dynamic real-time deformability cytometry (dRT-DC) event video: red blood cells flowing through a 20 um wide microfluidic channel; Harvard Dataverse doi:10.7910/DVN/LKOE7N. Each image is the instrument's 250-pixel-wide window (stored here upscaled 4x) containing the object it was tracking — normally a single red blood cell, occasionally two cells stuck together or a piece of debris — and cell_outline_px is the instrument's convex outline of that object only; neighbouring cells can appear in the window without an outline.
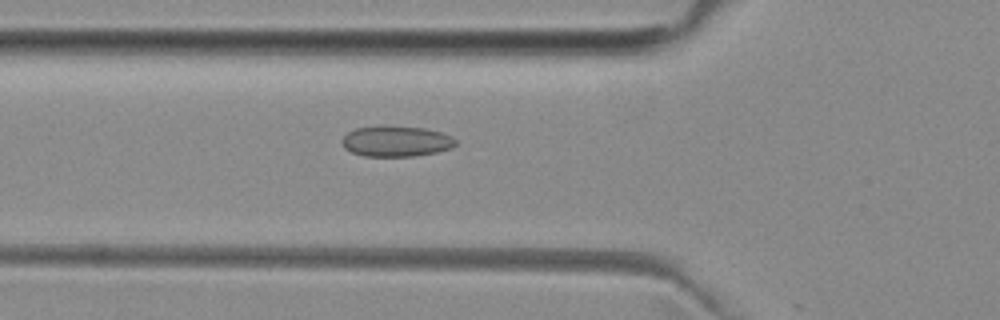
{"species": "common noctule bat (a hibernating species)", "species_latin": "Nyctalus noctula", "temperature_condition": "room temperature", "stored_images_in_passage": 36, "camera_frame_rate_fps": 3000, "um_per_image_px": 0.085, "animal": {"sex": "female", "body_mass_g": 29.2, "forearm_length_mm": 56.3}, "frame": {"image": 1, "passage_image": 3, "time_ms": 0.667, "image_size_px": [1000, 320], "cell_outline_px": [[456, 144], [452, 148], [436, 152], [412, 156], [364, 156], [352, 152], [344, 148], [340, 140], [348, 132], [356, 128], [384, 124], [424, 128], [440, 132], [452, 136], [456, 140]], "centroid_in_image_um": [33.65, 11.98], "position_along_channel_um": 92.2, "area_um2": 20.63}}
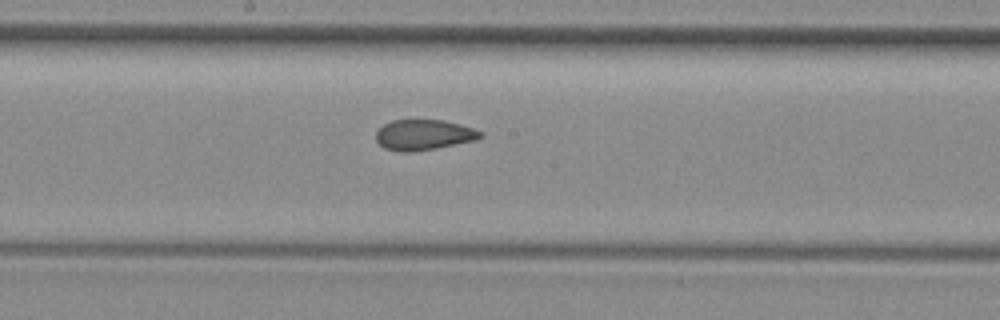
{"frame": {"image": 2, "passage_image": 12, "time_ms": 3.667, "image_size_px": [1000, 320], "cell_outline_px": [[484, 136], [476, 140], [436, 148], [408, 152], [400, 152], [384, 148], [376, 140], [376, 132], [384, 124], [392, 120], [444, 120], [460, 124], [484, 132]], "centroid_in_image_um": [36.03, 11.46], "position_along_channel_um": 212.2, "area_um2": 18.55}}
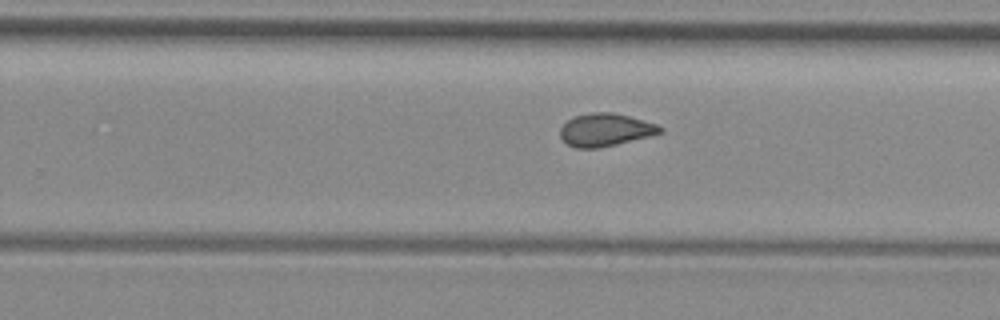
{"frame": {"image": 3, "passage_image": 17, "time_ms": 5.333, "image_size_px": [1000, 320], "cell_outline_px": [[664, 132], [616, 144], [596, 148], [576, 148], [568, 144], [560, 136], [560, 128], [568, 120], [576, 116], [592, 112], [612, 112], [628, 116], [656, 124], [664, 128]], "centroid_in_image_um": [51.46, 11.03], "position_along_channel_um": 278.3, "area_um2": 18.79}, "authors_computed_cell_mechanics": {"area_um2": 18.3515, "velocity_mm_per_s": 3.9763, "shape_relaxation_time_tau1_ms": null, "shape_relaxation_time_tau2_ms": 1.9685, "deformation_change_tau1": null, "deformation_change_tau2": 0.0796}}